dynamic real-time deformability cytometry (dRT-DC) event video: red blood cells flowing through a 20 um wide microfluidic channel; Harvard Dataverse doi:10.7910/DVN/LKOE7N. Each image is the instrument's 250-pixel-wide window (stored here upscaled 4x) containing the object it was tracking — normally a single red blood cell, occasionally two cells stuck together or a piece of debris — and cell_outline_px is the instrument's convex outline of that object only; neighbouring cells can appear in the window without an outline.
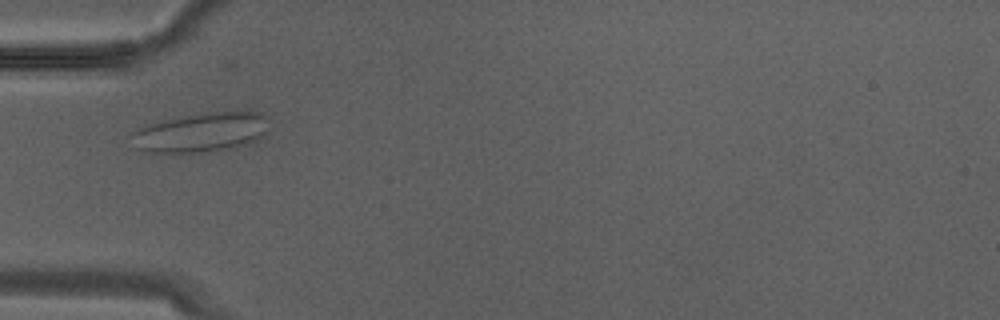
{"species": "Egyptian fruit bat (a non-hibernating species)", "species_latin": "Rousettus aegyptiacus", "temperature_condition": "warm", "stored_images_in_passage": 6, "camera_frame_rate_fps": 3000, "um_per_image_px": 0.085, "animal": {"sex": "male"}, "frame": {"image": 1, "passage_image": 1, "time_ms": 0.0, "image_size_px": [1000, 320], "cell_outline_px": [[268, 132], [264, 136], [252, 144], [232, 148], [204, 152], [144, 152], [136, 148], [128, 136], [132, 132], [148, 124], [164, 120], [200, 112], [260, 112], [268, 116]], "centroid_in_image_um": [17.13, 11.25], "position_along_channel_um": 67.9, "area_um2": 32.14}}